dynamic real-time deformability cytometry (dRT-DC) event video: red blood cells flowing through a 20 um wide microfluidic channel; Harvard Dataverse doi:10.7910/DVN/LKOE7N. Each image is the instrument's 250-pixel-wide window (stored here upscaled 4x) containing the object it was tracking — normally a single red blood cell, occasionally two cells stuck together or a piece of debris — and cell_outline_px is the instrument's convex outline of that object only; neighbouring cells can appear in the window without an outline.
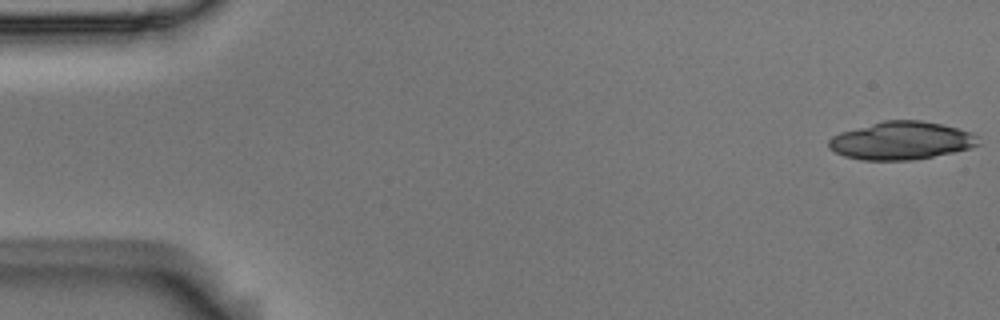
{"species": "Egyptian fruit bat (a non-hibernating species)", "species_latin": "Rousettus aegyptiacus", "temperature_condition": "room temperature", "stored_images_in_passage": 21, "camera_frame_rate_fps": 3000, "um_per_image_px": 0.085, "animal": {"sex": "male"}, "frame": {"image": 1, "passage_image": 1, "time_ms": 0.0, "image_size_px": [1000, 320], "cell_outline_px": [[984, 144], [952, 152], [912, 160], [860, 160], [844, 156], [828, 148], [828, 140], [832, 136], [840, 132], [884, 120], [920, 120], [944, 124], [972, 132], [980, 136]], "centroid_in_image_um": [76.65, 11.94], "position_along_channel_um": 8.3, "area_um2": 33.41}}